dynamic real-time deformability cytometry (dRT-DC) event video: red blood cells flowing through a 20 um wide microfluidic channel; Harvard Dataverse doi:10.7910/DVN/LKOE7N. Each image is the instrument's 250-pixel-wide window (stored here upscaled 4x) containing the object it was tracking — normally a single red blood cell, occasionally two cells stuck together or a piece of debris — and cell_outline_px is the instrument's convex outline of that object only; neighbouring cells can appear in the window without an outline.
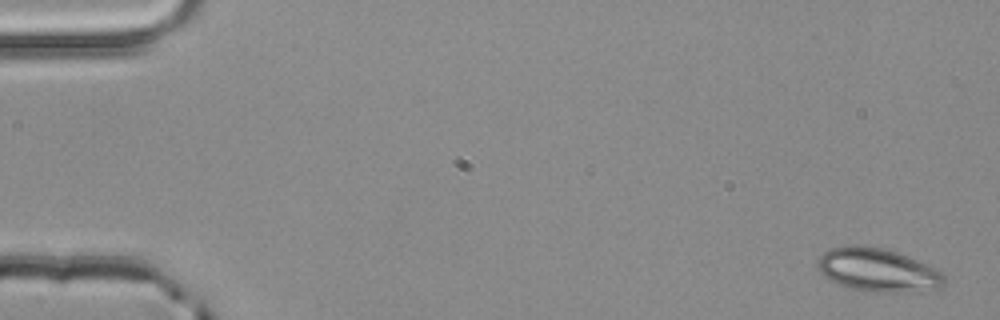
{"species": "common noctule bat (a hibernating species)", "species_latin": "Nyctalus noctula", "temperature_condition": "room temperature", "stored_images_in_passage": 5, "camera_frame_rate_fps": 3000, "um_per_image_px": 0.085, "animal": {"sex": "male", "body_mass_g": 20.4}, "frame": {"image": 1, "passage_image": 1, "time_ms": 0.0, "image_size_px": [1000, 320], "cell_outline_px": [[944, 284], [940, 288], [920, 292], [868, 292], [844, 288], [836, 284], [824, 276], [820, 272], [816, 264], [816, 260], [828, 248], [844, 244], [860, 244], [884, 248], [908, 256], [936, 268], [944, 276]], "centroid_in_image_um": [74.56, 22.95], "position_along_channel_um": 10.4, "area_um2": 32.89}}